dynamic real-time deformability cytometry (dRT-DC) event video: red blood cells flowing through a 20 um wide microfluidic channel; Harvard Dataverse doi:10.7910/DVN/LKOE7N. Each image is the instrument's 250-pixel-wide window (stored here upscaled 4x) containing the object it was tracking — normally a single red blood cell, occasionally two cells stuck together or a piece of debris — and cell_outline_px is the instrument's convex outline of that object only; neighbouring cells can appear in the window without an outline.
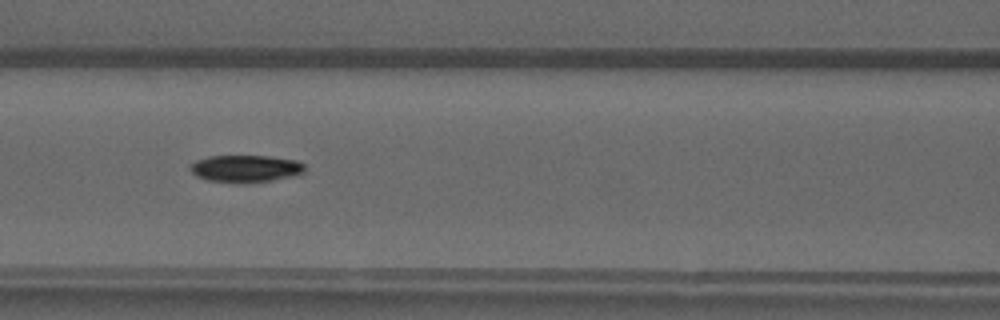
{"species": "common noctule bat (a hibernating species)", "species_latin": "Nyctalus noctula", "temperature_condition": "warm", "stored_images_in_passage": 35, "camera_frame_rate_fps": 3000, "um_per_image_px": 0.085, "animal": {"sex": "male", "forearm_length_mm": 52.5}, "frame": {"image": 1, "passage_image": 14, "time_ms": 4.333, "image_size_px": [1000, 320], "cell_outline_px": [[304, 172], [292, 176], [272, 180], [208, 180], [196, 176], [192, 172], [192, 164], [196, 160], [208, 156], [268, 156], [296, 160], [304, 164]], "centroid_in_image_um": [20.9, 14.28], "position_along_channel_um": 145.7, "area_um2": 17.17}}
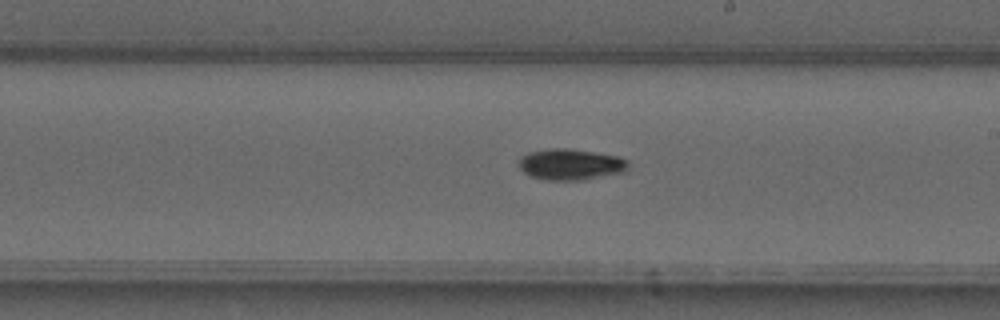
{"frame": {"image": 2, "passage_image": 21, "time_ms": 6.667, "image_size_px": [1000, 320], "cell_outline_px": [[628, 168], [624, 172], [584, 180], [548, 180], [532, 176], [524, 172], [520, 168], [520, 156], [528, 152], [548, 148], [568, 148], [620, 156], [628, 160]], "centroid_in_image_um": [48.53, 13.96], "position_along_channel_um": 240.5, "area_um2": 19.94}}
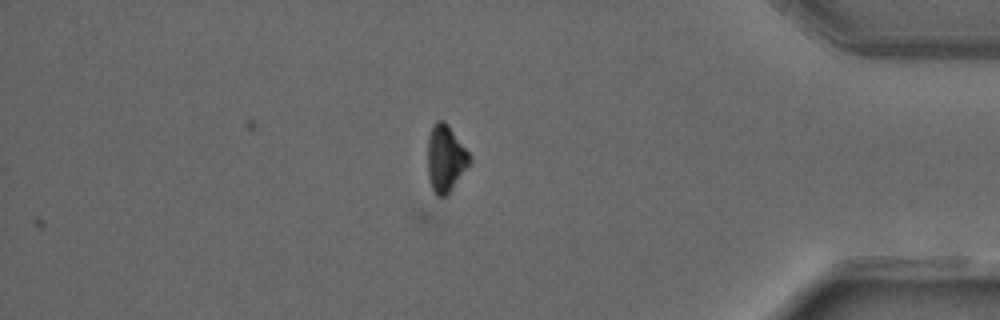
{"frame": {"image": 3, "passage_image": 35, "time_ms": 11.333, "image_size_px": [1000, 320], "cell_outline_px": [[468, 164], [448, 192], [444, 196], [436, 196], [432, 188], [428, 176], [428, 136], [432, 124], [436, 120], [444, 120], [448, 124], [468, 152]], "centroid_in_image_um": [37.81, 13.4], "position_along_channel_um": 397.4, "area_um2": 15.78}}